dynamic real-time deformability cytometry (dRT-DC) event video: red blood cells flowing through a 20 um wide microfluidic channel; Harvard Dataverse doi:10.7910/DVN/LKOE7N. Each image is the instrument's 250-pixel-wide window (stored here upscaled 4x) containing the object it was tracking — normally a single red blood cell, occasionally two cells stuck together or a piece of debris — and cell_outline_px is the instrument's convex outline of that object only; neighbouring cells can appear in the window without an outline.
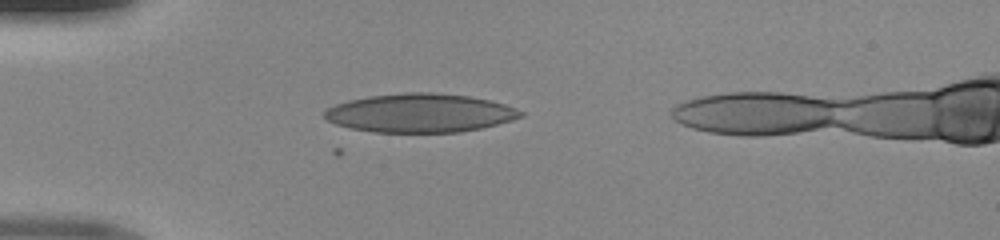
{"species": "human", "species_latin": "Homo sapiens", "temperature_condition": "room temperature", "stored_images_in_passage": 33, "camera_frame_rate_fps": 3000, "um_per_image_px": 0.085, "donor": {"sex": "male"}, "frame": {"image": 1, "passage_image": 1, "time_ms": 0.0, "image_size_px": [1000, 240], "cell_outline_px": [[524, 116], [512, 120], [480, 128], [460, 132], [372, 132], [352, 128], [336, 124], [324, 120], [324, 112], [328, 108], [336, 104], [348, 100], [368, 96], [404, 92], [432, 92], [468, 96], [488, 100], [504, 104], [516, 108], [524, 112]], "centroid_in_image_um": [35.68, 9.6], "position_along_channel_um": 49.3, "area_um2": 44.22}}
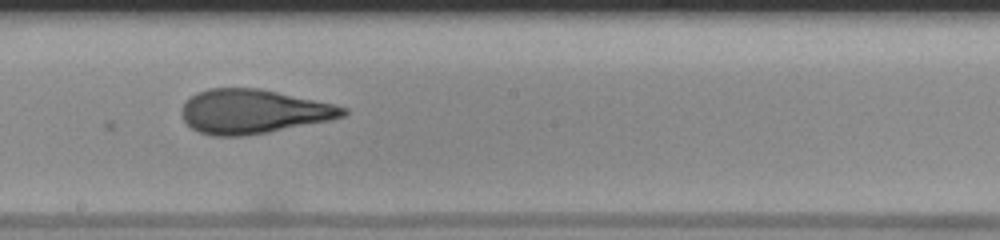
{"frame": {"image": 2, "passage_image": 15, "time_ms": 4.667, "image_size_px": [1000, 240], "cell_outline_px": [[348, 112], [344, 116], [332, 120], [268, 132], [240, 136], [212, 136], [200, 132], [192, 128], [184, 120], [180, 112], [180, 108], [196, 92], [208, 88], [260, 88], [332, 104], [348, 108]], "centroid_in_image_um": [21.52, 9.48], "position_along_channel_um": 226.7, "area_um2": 41.44}}
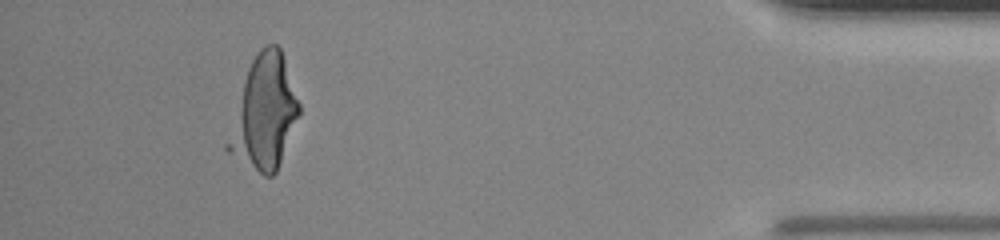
{"frame": {"image": 3, "passage_image": 32, "time_ms": 10.333, "image_size_px": [1000, 240], "cell_outline_px": [[300, 112], [276, 172], [272, 176], [264, 176], [228, 152], [224, 148], [224, 144], [244, 80], [248, 68], [252, 60], [260, 48], [264, 44], [276, 44], [280, 48], [300, 104]], "centroid_in_image_um": [22.44, 9.6], "position_along_channel_um": 412.8, "area_um2": 46.07}}